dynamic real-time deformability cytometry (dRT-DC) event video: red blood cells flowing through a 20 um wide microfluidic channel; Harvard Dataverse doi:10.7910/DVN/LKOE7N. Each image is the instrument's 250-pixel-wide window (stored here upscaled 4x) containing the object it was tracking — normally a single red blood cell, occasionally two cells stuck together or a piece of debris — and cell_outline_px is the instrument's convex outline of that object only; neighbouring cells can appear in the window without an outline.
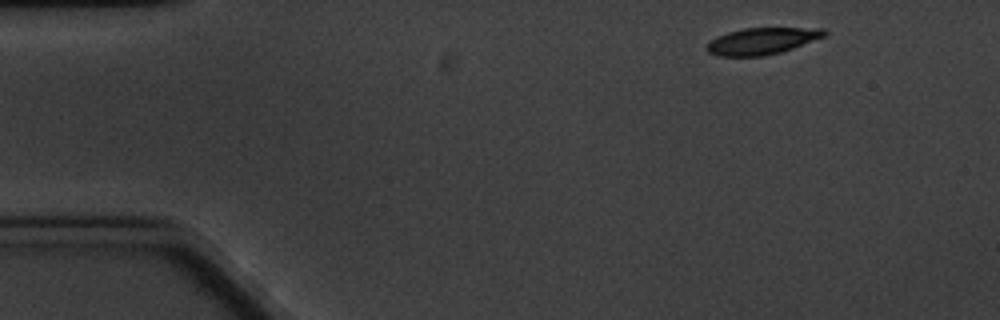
{"species": "common noctule bat (a hibernating species)", "species_latin": "Nyctalus noctula", "temperature_condition": "cold", "stored_images_in_passage": 4, "camera_frame_rate_fps": 3000, "um_per_image_px": 0.085, "animal": {"sex": "male", "body_mass_g": 20.1, "forearm_length_mm": 53.5}, "frame": {"image": 1, "passage_image": 1, "time_ms": 0.0, "image_size_px": [1000, 320], "cell_outline_px": [[828, 32], [824, 36], [792, 48], [780, 52], [764, 56], [716, 56], [708, 52], [704, 48], [716, 36], [728, 32], [744, 28], [824, 28]], "centroid_in_image_um": [64.73, 3.49], "position_along_channel_um": 20.3, "area_um2": 18.15}}
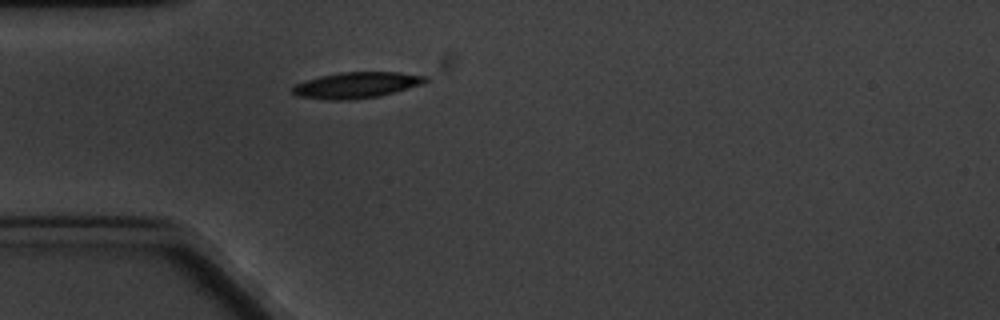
{"frame": {"image": 2, "passage_image": 4, "time_ms": 3.333, "image_size_px": [1000, 320], "cell_outline_px": [[428, 80], [424, 84], [380, 96], [344, 100], [328, 100], [296, 96], [292, 92], [292, 88], [296, 84], [320, 76], [340, 72], [400, 72], [428, 76]], "centroid_in_image_um": [30.34, 7.23], "position_along_channel_um": 54.7, "area_um2": 20.17}}